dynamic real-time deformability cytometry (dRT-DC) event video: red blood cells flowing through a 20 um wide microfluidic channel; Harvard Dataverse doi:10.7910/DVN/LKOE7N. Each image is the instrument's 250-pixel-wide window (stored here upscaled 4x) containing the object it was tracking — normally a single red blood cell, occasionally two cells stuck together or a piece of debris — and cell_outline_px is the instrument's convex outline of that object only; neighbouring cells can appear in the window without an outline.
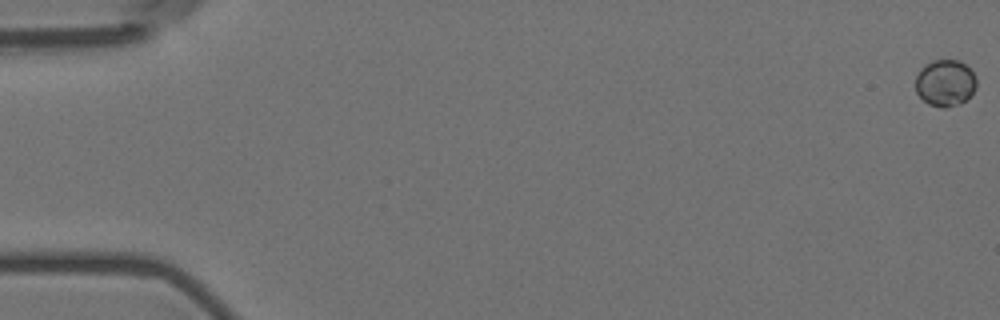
{"species": "Egyptian fruit bat (a non-hibernating species)", "species_latin": "Rousettus aegyptiacus", "temperature_condition": "room temperature", "stored_images_in_passage": 36, "camera_frame_rate_fps": 3000, "um_per_image_px": 0.085, "animal": {"sex": "female"}, "frame": {"image": 1, "passage_image": 1, "time_ms": 0.0, "image_size_px": [1000, 320], "cell_outline_px": [[976, 88], [960, 104], [944, 108], [928, 104], [916, 92], [916, 76], [920, 68], [924, 64], [932, 60], [960, 60], [976, 76]], "centroid_in_image_um": [80.32, 7.03], "position_along_channel_um": 4.7, "area_um2": 16.53}}
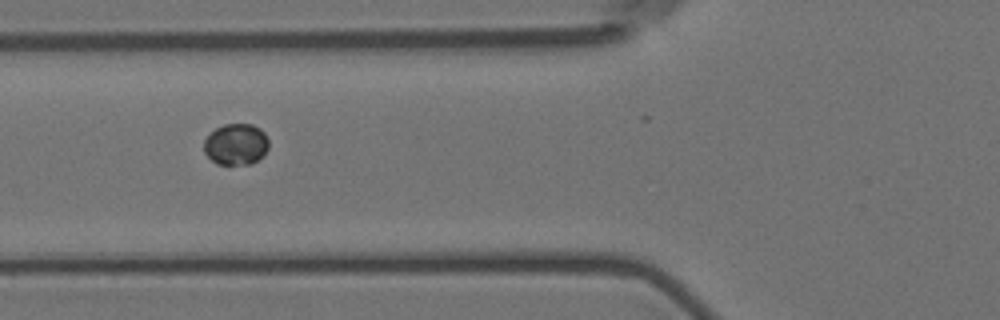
{"frame": {"image": 2, "passage_image": 23, "time_ms": 7.333, "image_size_px": [1000, 320], "cell_outline_px": [[268, 148], [264, 156], [252, 164], [216, 164], [204, 152], [204, 140], [216, 128], [224, 124], [252, 124], [260, 128], [264, 132], [268, 140]], "centroid_in_image_um": [20.08, 12.27], "position_along_channel_um": 105.7, "area_um2": 15.66}}
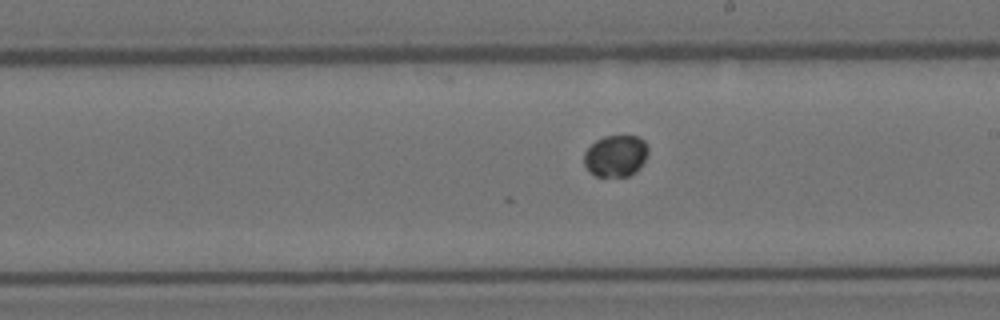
{"frame": {"image": 3, "passage_image": 34, "time_ms": 11.0, "image_size_px": [1000, 320], "cell_outline_px": [[648, 152], [640, 168], [636, 172], [628, 176], [596, 176], [588, 172], [584, 164], [584, 152], [596, 140], [604, 136], [636, 136], [644, 140], [648, 148]], "centroid_in_image_um": [52.32, 13.25], "position_along_channel_um": 236.7, "area_um2": 15.61}}